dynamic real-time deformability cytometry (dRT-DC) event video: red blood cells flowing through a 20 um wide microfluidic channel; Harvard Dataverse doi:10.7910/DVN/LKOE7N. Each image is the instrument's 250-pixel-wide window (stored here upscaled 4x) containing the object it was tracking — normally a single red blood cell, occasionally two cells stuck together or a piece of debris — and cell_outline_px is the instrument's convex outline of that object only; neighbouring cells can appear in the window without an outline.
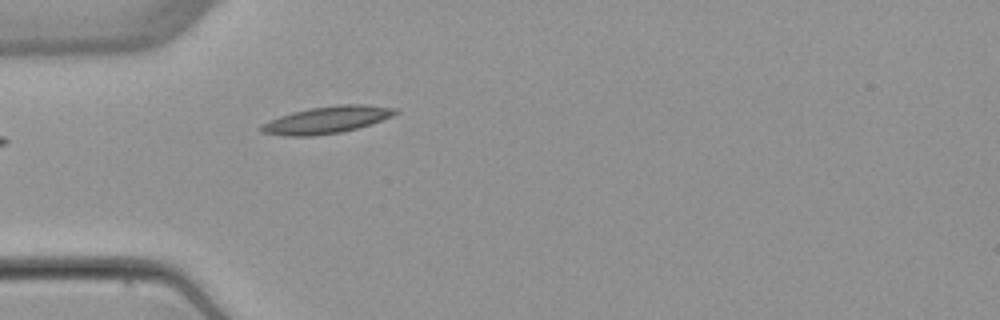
{"species": "common noctule bat (a hibernating species)", "species_latin": "Nyctalus noctula", "temperature_condition": "warm", "stored_images_in_passage": 1, "camera_frame_rate_fps": 3000, "um_per_image_px": 0.085, "animal": {"sex": "female", "body_mass_g": 22.7, "forearm_length_mm": 54.2}, "frame": {"image": 1, "passage_image": 1, "time_ms": 0.0, "image_size_px": [1000, 320], "cell_outline_px": [[400, 112], [392, 116], [344, 132], [312, 136], [284, 136], [260, 132], [256, 128], [260, 124], [268, 120], [292, 112], [308, 108], [340, 104], [364, 104], [396, 108]], "centroid_in_image_um": [27.7, 10.19], "position_along_channel_um": 57.3, "area_um2": 21.33}}